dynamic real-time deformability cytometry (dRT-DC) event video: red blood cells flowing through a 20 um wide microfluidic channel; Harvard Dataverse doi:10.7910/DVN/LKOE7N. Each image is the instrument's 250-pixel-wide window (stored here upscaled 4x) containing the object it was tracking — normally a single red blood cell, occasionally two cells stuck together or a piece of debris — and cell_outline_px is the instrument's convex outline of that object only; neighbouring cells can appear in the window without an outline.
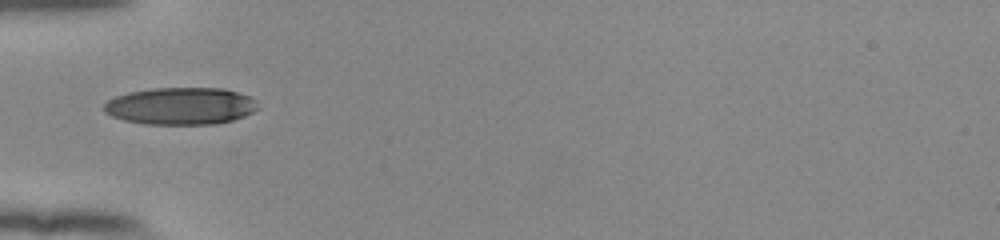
{"species": "human", "species_latin": "Homo sapiens", "temperature_condition": "room temperature", "stored_images_in_passage": 36, "camera_frame_rate_fps": 3000, "um_per_image_px": 0.085, "donor": {"sex": "female"}, "frame": {"image": 1, "passage_image": 1, "time_ms": 0.0, "image_size_px": [1000, 240], "cell_outline_px": [[260, 108], [244, 116], [232, 120], [216, 124], [144, 124], [124, 120], [112, 116], [104, 112], [104, 104], [108, 100], [116, 96], [128, 92], [152, 88], [224, 88], [248, 96], [256, 100]], "centroid_in_image_um": [15.36, 9.01], "position_along_channel_um": 69.6, "area_um2": 33.47}}
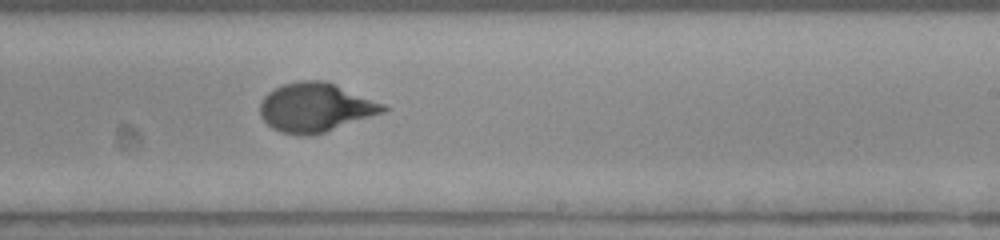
{"frame": {"image": 2, "passage_image": 16, "time_ms": 5.0, "image_size_px": [1000, 240], "cell_outline_px": [[388, 108], [384, 112], [324, 132], [308, 136], [296, 136], [280, 132], [272, 128], [260, 116], [260, 104], [264, 96], [268, 92], [284, 84], [300, 80], [324, 80], [336, 84], [384, 104]], "centroid_in_image_um": [26.79, 9.14], "position_along_channel_um": 262.2, "area_um2": 35.03}}
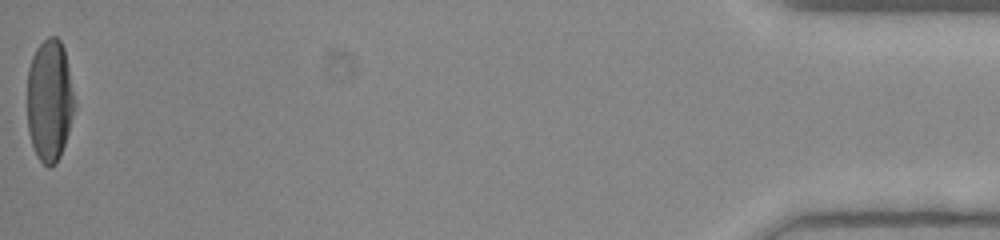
{"frame": {"image": 3, "passage_image": 36, "time_ms": 11.667, "image_size_px": [1000, 240], "cell_outline_px": [[76, 108], [60, 156], [56, 164], [48, 168], [36, 156], [28, 132], [28, 68], [32, 56], [36, 48], [48, 36], [56, 36], [60, 40], [64, 48], [68, 64], [76, 100]], "centroid_in_image_um": [4.23, 8.53], "position_along_channel_um": 431.0, "area_um2": 34.1}, "authors_computed_cell_mechanics": {"area_um2": 34.4488, "velocity_mm_per_s": 3.8743, "shape_relaxation_time_tau1_ms": 4.8365, "shape_relaxation_time_tau2_ms": null, "deformation_change_tau1": 0.2182, "deformation_change_tau2": null}}